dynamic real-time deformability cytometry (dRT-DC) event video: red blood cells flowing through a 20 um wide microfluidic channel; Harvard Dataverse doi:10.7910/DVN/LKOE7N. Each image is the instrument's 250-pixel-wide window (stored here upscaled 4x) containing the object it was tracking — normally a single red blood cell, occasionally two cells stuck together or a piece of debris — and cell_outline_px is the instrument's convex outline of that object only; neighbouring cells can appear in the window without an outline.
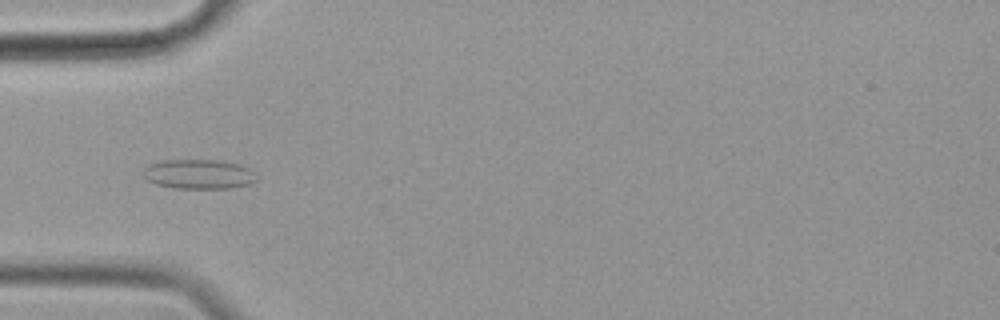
{"species": "common noctule bat (a hibernating species)", "species_latin": "Nyctalus noctula", "temperature_condition": "cold", "stored_images_in_passage": 45, "segment_of_instrument_passage": [1, 2], "camera_frame_rate_fps": 3000, "um_per_image_px": 0.085, "animal": {"sex": "female", "body_mass_g": 19.9}, "frame": {"image": 1, "passage_image": 5, "time_ms": 1.333, "image_size_px": [1000, 320], "cell_outline_px": [[256, 180], [248, 184], [232, 188], [176, 188], [156, 184], [144, 180], [144, 168], [148, 164], [160, 160], [224, 160], [240, 164], [248, 168], [252, 172]], "centroid_in_image_um": [16.84, 14.79], "position_along_channel_um": 68.2, "area_um2": 19.59}}
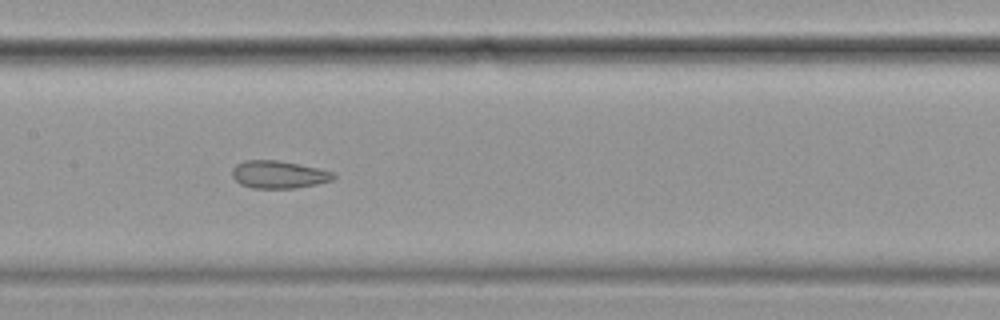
{"frame": {"image": 2, "passage_image": 15, "time_ms": 4.667, "image_size_px": [1000, 320], "cell_outline_px": [[336, 176], [332, 180], [316, 184], [296, 188], [252, 188], [240, 184], [232, 176], [232, 168], [236, 164], [244, 160], [276, 160], [316, 168], [332, 172]], "centroid_in_image_um": [23.64, 14.84], "position_along_channel_um": 183.8, "area_um2": 16.13}}
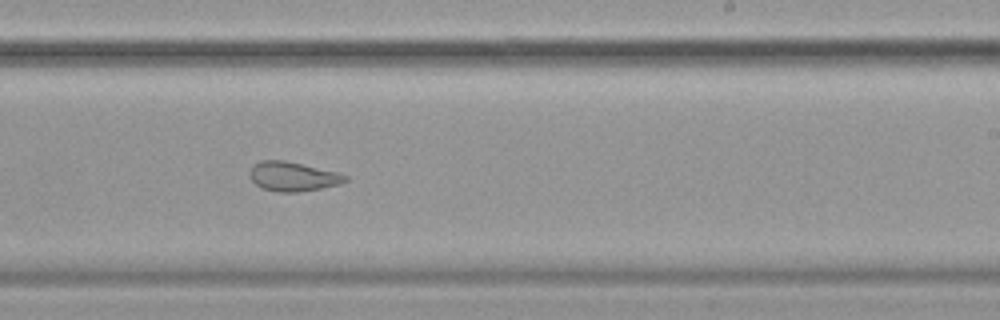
{"frame": {"image": 3, "passage_image": 22, "time_ms": 7.0, "image_size_px": [1000, 320], "cell_outline_px": [[348, 180], [340, 184], [320, 188], [296, 192], [276, 192], [260, 188], [248, 176], [248, 172], [252, 164], [260, 160], [284, 160], [336, 172], [348, 176]], "centroid_in_image_um": [24.82, 15.0], "position_along_channel_um": 264.2, "area_um2": 16.42}}